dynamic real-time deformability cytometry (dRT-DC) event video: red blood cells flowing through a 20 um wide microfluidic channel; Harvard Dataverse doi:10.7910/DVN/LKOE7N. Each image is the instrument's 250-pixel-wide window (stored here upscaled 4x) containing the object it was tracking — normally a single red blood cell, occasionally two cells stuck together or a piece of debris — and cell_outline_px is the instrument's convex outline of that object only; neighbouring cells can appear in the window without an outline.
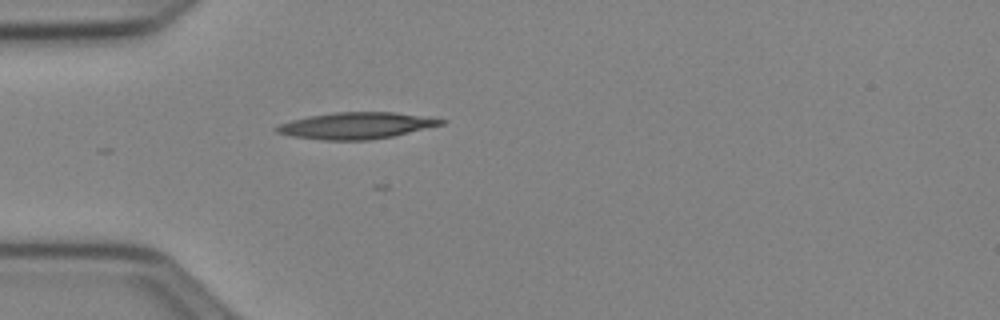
{"species": "Egyptian fruit bat (a non-hibernating species)", "species_latin": "Rousettus aegyptiacus", "temperature_condition": "cold", "stored_images_in_passage": 27, "camera_frame_rate_fps": 3000, "um_per_image_px": 0.085, "animal": {"sex": "female"}, "frame": {"image": 1, "passage_image": 1, "time_ms": 0.0, "image_size_px": [1000, 320], "cell_outline_px": [[448, 120], [444, 124], [392, 136], [368, 140], [324, 140], [292, 136], [276, 132], [272, 128], [280, 124], [292, 120], [308, 116], [336, 112], [392, 112]], "centroid_in_image_um": [30.24, 10.68], "position_along_channel_um": 54.8, "area_um2": 25.14}}
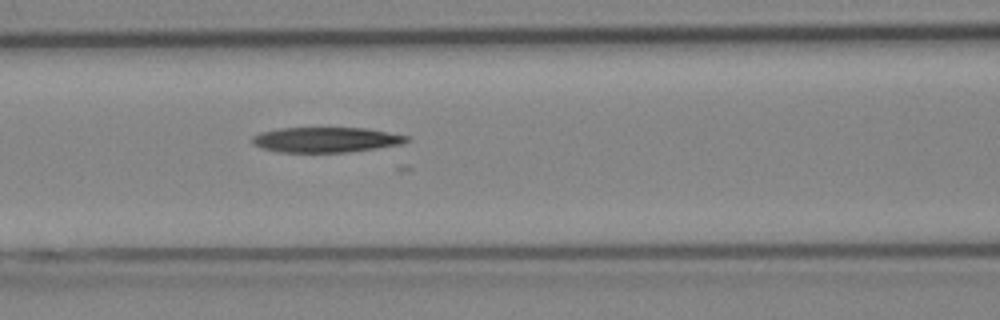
{"frame": {"image": 2, "passage_image": 8, "time_ms": 2.333, "image_size_px": [1000, 320], "cell_outline_px": [[412, 140], [400, 144], [376, 148], [348, 152], [280, 152], [264, 148], [252, 144], [252, 136], [260, 132], [280, 128], [364, 128], [408, 136]], "centroid_in_image_um": [27.69, 11.87], "position_along_channel_um": 138.9, "area_um2": 22.48}}
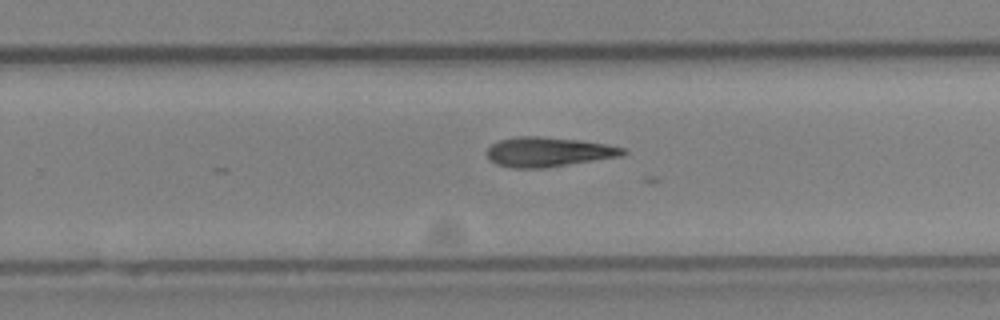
{"frame": {"image": 3, "passage_image": 19, "time_ms": 6.0, "image_size_px": [1000, 320], "cell_outline_px": [[628, 152], [624, 156], [544, 168], [512, 168], [496, 164], [488, 160], [488, 148], [492, 144], [500, 140], [516, 136], [540, 136], [580, 140], [604, 144], [624, 148]], "centroid_in_image_um": [46.62, 12.92], "position_along_channel_um": 283.2, "area_um2": 23.58}}